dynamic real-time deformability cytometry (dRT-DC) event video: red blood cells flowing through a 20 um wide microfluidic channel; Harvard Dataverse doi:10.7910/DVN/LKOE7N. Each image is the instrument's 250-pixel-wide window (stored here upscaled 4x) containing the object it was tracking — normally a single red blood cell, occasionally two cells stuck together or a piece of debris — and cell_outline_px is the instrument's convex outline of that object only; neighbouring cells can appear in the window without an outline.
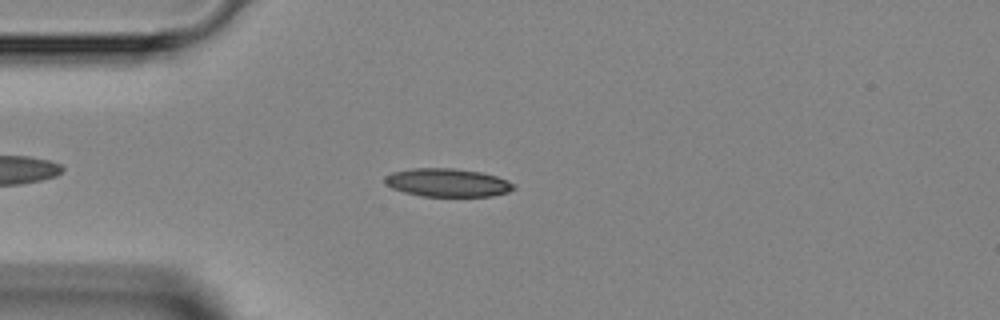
{"species": "Egyptian fruit bat (a non-hibernating species)", "species_latin": "Rousettus aegyptiacus", "temperature_condition": "room temperature", "stored_images_in_passage": 41, "camera_frame_rate_fps": 3000, "um_per_image_px": 0.085, "animal": {"sex": "female"}, "frame": {"image": 1, "passage_image": 7, "time_ms": 2.0, "image_size_px": [1000, 320], "cell_outline_px": [[516, 188], [508, 192], [492, 196], [420, 196], [404, 192], [392, 188], [384, 184], [384, 176], [392, 172], [412, 168], [452, 168], [480, 172], [496, 176], [516, 184]], "centroid_in_image_um": [38.02, 15.52], "position_along_channel_um": 47.0, "area_um2": 21.33}}
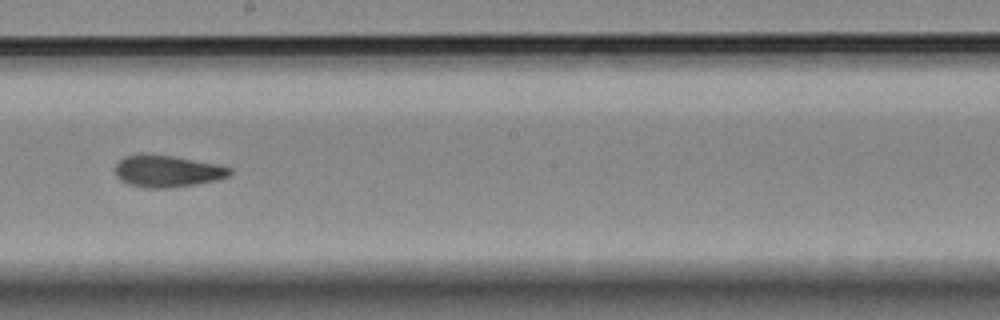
{"frame": {"image": 2, "passage_image": 21, "time_ms": 6.667, "image_size_px": [1000, 320], "cell_outline_px": [[232, 172], [228, 176], [216, 180], [196, 184], [168, 188], [144, 188], [128, 184], [120, 180], [116, 176], [116, 164], [124, 156], [172, 156], [220, 164], [232, 168]], "centroid_in_image_um": [14.26, 14.58], "position_along_channel_um": 233.9, "area_um2": 20.92}}
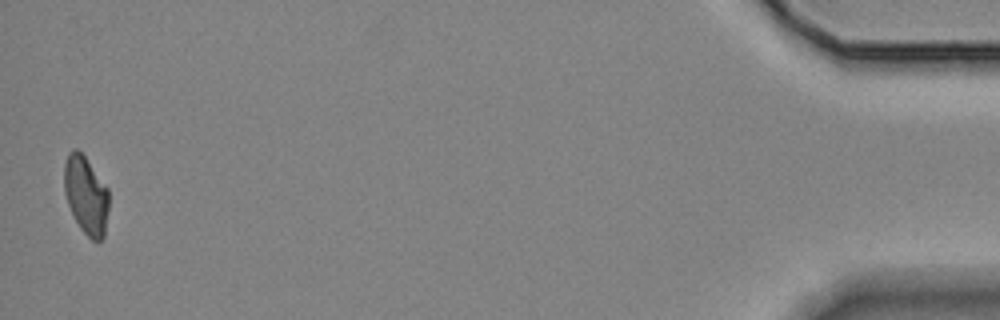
{"frame": {"image": 3, "passage_image": 41, "time_ms": 13.333, "image_size_px": [1000, 320], "cell_outline_px": [[108, 212], [104, 236], [100, 240], [92, 240], [80, 228], [68, 204], [64, 192], [64, 164], [68, 152], [72, 148], [76, 148], [84, 156], [108, 188]], "centroid_in_image_um": [7.3, 16.57], "position_along_channel_um": 427.9, "area_um2": 20.17}}